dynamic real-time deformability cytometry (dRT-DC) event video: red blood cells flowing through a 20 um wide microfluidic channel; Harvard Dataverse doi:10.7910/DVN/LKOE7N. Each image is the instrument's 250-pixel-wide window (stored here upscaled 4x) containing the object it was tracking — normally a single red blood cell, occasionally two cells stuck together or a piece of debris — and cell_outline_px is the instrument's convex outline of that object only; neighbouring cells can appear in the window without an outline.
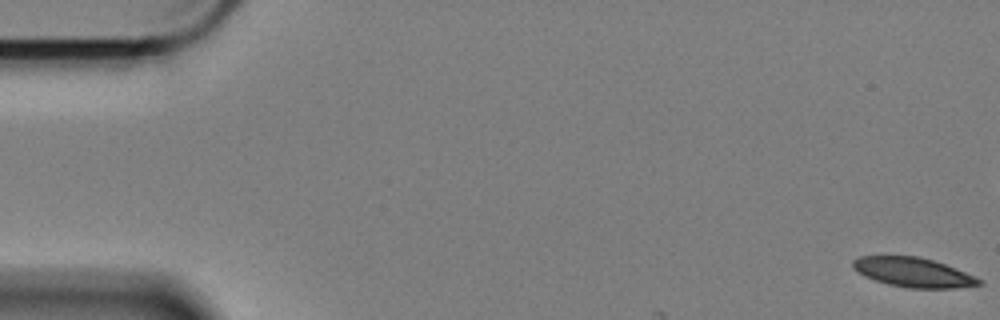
{"species": "Egyptian fruit bat (a non-hibernating species)", "species_latin": "Rousettus aegyptiacus", "temperature_condition": "cold", "stored_images_in_passage": 5, "camera_frame_rate_fps": 3000, "um_per_image_px": 0.085, "animal": {"sex": "female"}, "frame": {"image": 1, "passage_image": 1, "time_ms": 0.0, "image_size_px": [1000, 320], "cell_outline_px": [[984, 284], [956, 288], [908, 288], [888, 284], [864, 276], [856, 272], [852, 268], [852, 260], [860, 256], [920, 256], [956, 268], [984, 280]], "centroid_in_image_um": [77.63, 23.15], "position_along_channel_um": 7.4, "area_um2": 21.79}}